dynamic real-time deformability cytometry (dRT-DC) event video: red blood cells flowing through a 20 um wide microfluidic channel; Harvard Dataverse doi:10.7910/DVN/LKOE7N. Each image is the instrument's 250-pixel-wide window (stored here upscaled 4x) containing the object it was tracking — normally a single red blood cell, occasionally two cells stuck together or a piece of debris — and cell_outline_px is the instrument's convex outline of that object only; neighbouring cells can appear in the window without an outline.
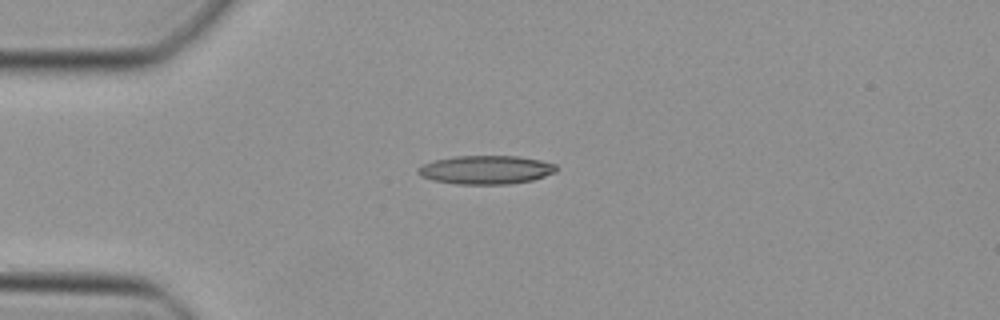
{"species": "Egyptian fruit bat (a non-hibernating species)", "species_latin": "Rousettus aegyptiacus", "temperature_condition": "cold", "stored_images_in_passage": 36, "camera_frame_rate_fps": 3000, "um_per_image_px": 0.085, "animal": {"sex": "female"}, "frame": {"image": 1, "passage_image": 1, "time_ms": 0.0, "image_size_px": [1000, 320], "cell_outline_px": [[560, 168], [556, 172], [532, 180], [508, 184], [456, 184], [432, 180], [420, 176], [416, 172], [416, 168], [424, 164], [436, 160], [452, 156], [520, 156], [540, 160], [556, 164]], "centroid_in_image_um": [41.31, 14.43], "position_along_channel_um": 43.7, "area_um2": 23.24}}
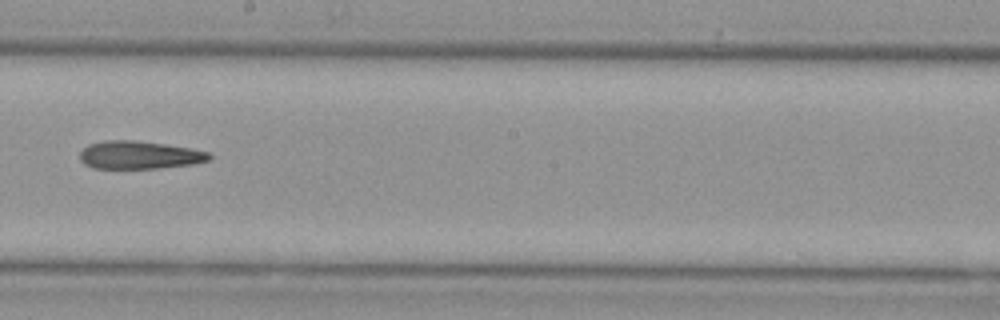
{"frame": {"image": 2, "passage_image": 16, "time_ms": 5.0, "image_size_px": [1000, 320], "cell_outline_px": [[212, 156], [208, 160], [192, 164], [156, 168], [92, 168], [84, 164], [80, 160], [80, 152], [88, 144], [104, 140], [132, 140], [164, 144], [188, 148], [208, 152]], "centroid_in_image_um": [11.79, 13.17], "position_along_channel_um": 236.4, "area_um2": 20.87}}
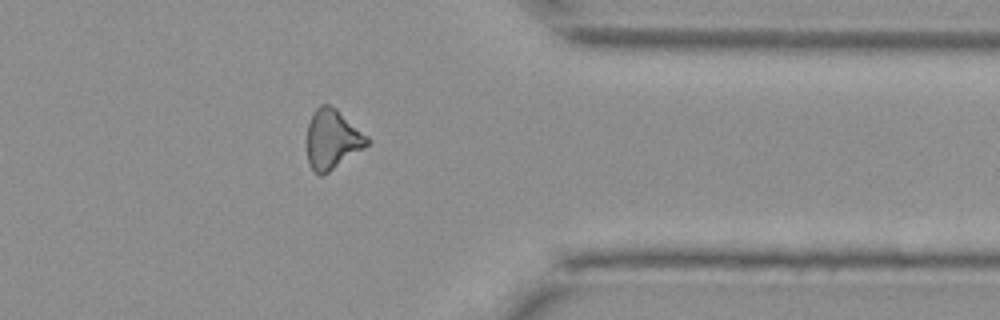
{"frame": {"image": 3, "passage_image": 27, "time_ms": 8.667, "image_size_px": [1000, 320], "cell_outline_px": [[372, 140], [364, 148], [328, 172], [320, 176], [312, 168], [308, 160], [308, 124], [312, 112], [320, 104], [328, 104], [336, 108], [368, 136]], "centroid_in_image_um": [28.26, 11.81], "position_along_channel_um": 383.1, "area_um2": 20.69}}